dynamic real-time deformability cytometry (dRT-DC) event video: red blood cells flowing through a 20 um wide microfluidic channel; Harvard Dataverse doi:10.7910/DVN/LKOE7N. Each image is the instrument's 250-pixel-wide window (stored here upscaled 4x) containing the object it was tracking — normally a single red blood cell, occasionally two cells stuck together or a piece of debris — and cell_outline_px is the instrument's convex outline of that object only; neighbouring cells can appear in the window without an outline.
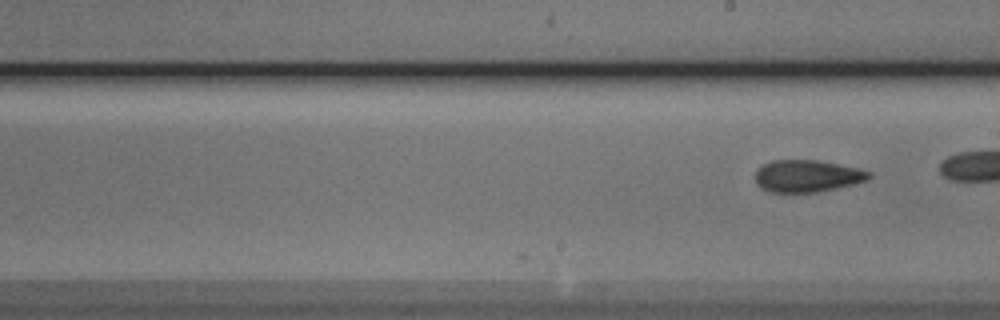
{"species": "Egyptian fruit bat (a non-hibernating species)", "species_latin": "Rousettus aegyptiacus", "temperature_condition": "cold", "stored_images_in_passage": 13, "camera_frame_rate_fps": 3000, "um_per_image_px": 0.085, "animal": {"sex": "male"}, "frame": {"image": 1, "passage_image": 13, "time_ms": 4.0, "image_size_px": [1000, 320], "cell_outline_px": [[872, 176], [868, 180], [852, 184], [816, 192], [772, 192], [764, 188], [756, 180], [756, 172], [764, 164], [772, 160], [816, 160], [856, 168], [872, 172]], "centroid_in_image_um": [68.64, 14.95], "position_along_channel_um": 220.4, "area_um2": 20.75}}